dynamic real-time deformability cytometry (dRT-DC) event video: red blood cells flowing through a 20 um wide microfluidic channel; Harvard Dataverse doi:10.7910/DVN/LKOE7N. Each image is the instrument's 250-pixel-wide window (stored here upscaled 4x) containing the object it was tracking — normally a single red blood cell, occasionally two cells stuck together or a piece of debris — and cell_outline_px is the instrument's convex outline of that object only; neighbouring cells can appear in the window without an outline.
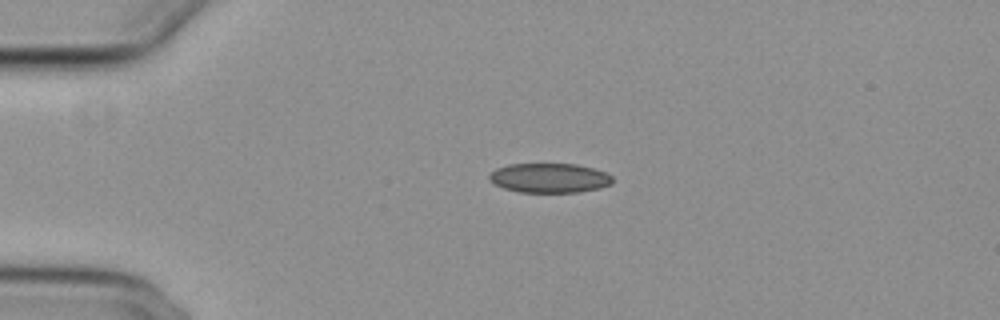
{"species": "common noctule bat (a hibernating species)", "species_latin": "Nyctalus noctula", "temperature_condition": "cold", "stored_images_in_passage": 54, "camera_frame_rate_fps": 3000, "um_per_image_px": 0.085, "animal": {"sex": "female", "body_mass_g": 29.2, "forearm_length_mm": 56.3}, "frame": {"image": 1, "passage_image": 13, "time_ms": 4.0, "image_size_px": [1000, 320], "cell_outline_px": [[612, 184], [600, 188], [576, 192], [520, 192], [504, 188], [488, 180], [488, 176], [496, 168], [508, 164], [576, 164], [592, 168], [604, 172], [612, 176]], "centroid_in_image_um": [46.69, 15.12], "position_along_channel_um": 38.3, "area_um2": 21.1}}
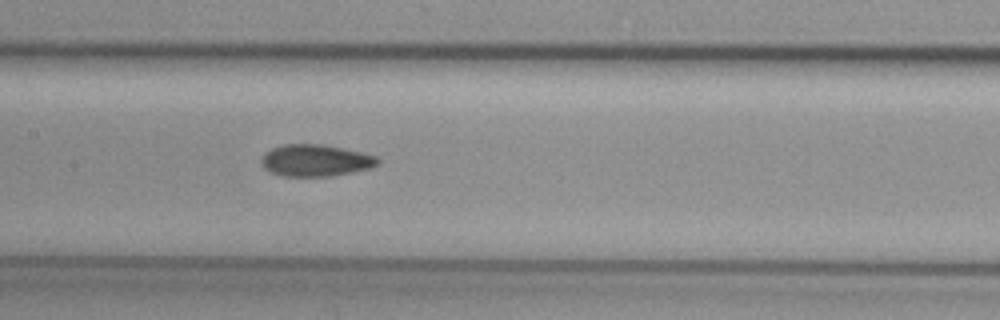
{"frame": {"image": 2, "passage_image": 27, "time_ms": 8.667, "image_size_px": [1000, 320], "cell_outline_px": [[380, 164], [368, 168], [328, 176], [280, 176], [268, 172], [260, 164], [260, 160], [264, 152], [272, 148], [284, 144], [324, 144], [360, 152], [376, 156], [380, 160]], "centroid_in_image_um": [26.75, 13.63], "position_along_channel_um": 180.7, "area_um2": 21.62}}
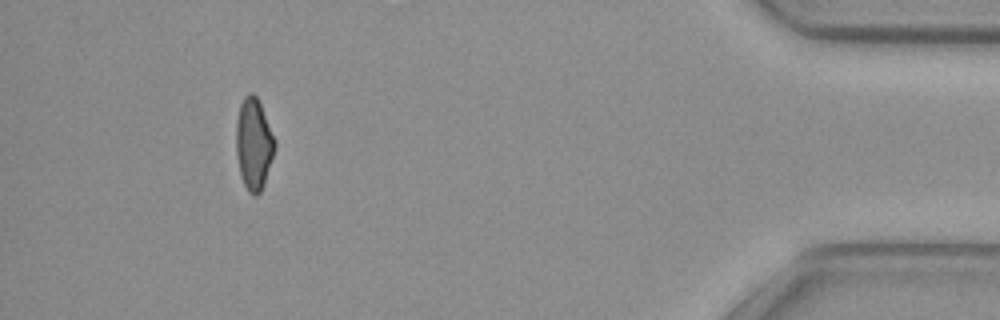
{"frame": {"image": 3, "passage_image": 50, "time_ms": 16.333, "image_size_px": [1000, 320], "cell_outline_px": [[276, 144], [264, 184], [260, 192], [256, 196], [252, 196], [248, 192], [240, 176], [236, 152], [236, 120], [240, 104], [244, 96], [248, 92], [252, 92], [256, 96], [260, 104], [276, 140]], "centroid_in_image_um": [21.55, 12.24], "position_along_channel_um": 413.6, "area_um2": 20.69}, "authors_computed_cell_mechanics": {"area_um2": 21.1837, "velocity_mm_per_s": 3.8552, "shape_relaxation_time_tau1_ms": null, "shape_relaxation_time_tau2_ms": 2.9221, "deformation_change_tau1": null, "deformation_change_tau2": 0.0861}}